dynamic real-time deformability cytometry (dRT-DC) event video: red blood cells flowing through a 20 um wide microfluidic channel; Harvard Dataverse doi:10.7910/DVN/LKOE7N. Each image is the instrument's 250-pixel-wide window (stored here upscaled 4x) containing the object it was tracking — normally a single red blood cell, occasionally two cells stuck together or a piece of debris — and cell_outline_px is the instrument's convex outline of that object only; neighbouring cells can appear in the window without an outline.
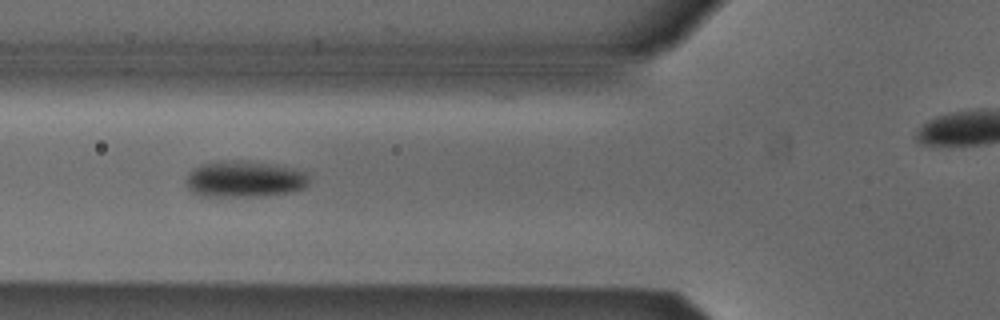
{"species": "Egyptian fruit bat (a non-hibernating species)", "species_latin": "Rousettus aegyptiacus", "temperature_condition": "cold", "stored_images_in_passage": 32, "camera_frame_rate_fps": 3000, "um_per_image_px": 0.085, "animal": {"sex": "male"}, "frame": {"image": 1, "passage_image": 6, "time_ms": 1.667, "image_size_px": [1000, 320], "cell_outline_px": [[308, 184], [304, 188], [292, 192], [264, 196], [200, 196], [192, 192], [188, 188], [188, 172], [192, 168], [200, 164], [236, 160], [240, 160], [292, 168], [304, 172], [308, 176]], "centroid_in_image_um": [20.77, 15.24], "position_along_channel_um": 105.0, "area_um2": 25.78}}
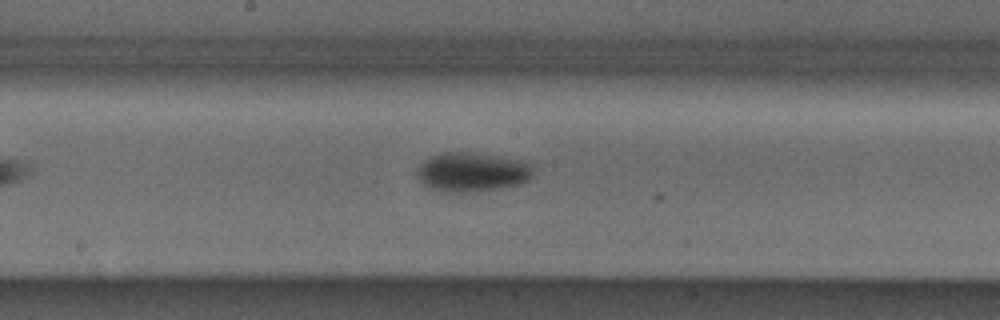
{"frame": {"image": 2, "passage_image": 14, "time_ms": 4.333, "image_size_px": [1000, 320], "cell_outline_px": [[532, 176], [528, 180], [520, 184], [504, 188], [472, 192], [440, 192], [428, 188], [416, 176], [416, 168], [424, 160], [440, 152], [460, 152], [496, 156], [516, 160], [532, 164]], "centroid_in_image_um": [40.07, 14.65], "position_along_channel_um": 208.1, "area_um2": 26.65}}
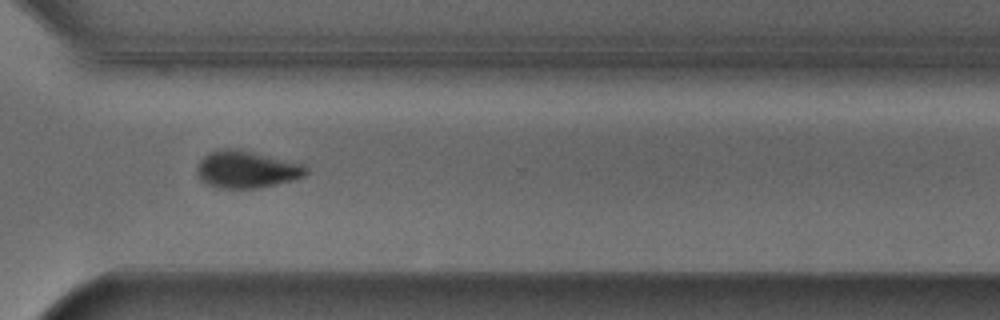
{"frame": {"image": 3, "passage_image": 25, "time_ms": 8.0, "image_size_px": [1000, 320], "cell_outline_px": [[308, 172], [304, 176], [292, 180], [276, 184], [256, 188], [220, 188], [208, 184], [200, 180], [196, 168], [200, 160], [204, 156], [220, 148], [236, 148], [304, 164], [308, 168]], "centroid_in_image_um": [20.96, 14.39], "position_along_channel_um": 349.6, "area_um2": 23.52}, "authors_computed_cell_mechanics": {"area_um2": 25.8944, "velocity_mm_per_s": 3.8712, "shape_relaxation_time_tau1_ms": 2.538, "shape_relaxation_time_tau2_ms": null, "deformation_change_tau1": 0.0787, "deformation_change_tau2": null}}